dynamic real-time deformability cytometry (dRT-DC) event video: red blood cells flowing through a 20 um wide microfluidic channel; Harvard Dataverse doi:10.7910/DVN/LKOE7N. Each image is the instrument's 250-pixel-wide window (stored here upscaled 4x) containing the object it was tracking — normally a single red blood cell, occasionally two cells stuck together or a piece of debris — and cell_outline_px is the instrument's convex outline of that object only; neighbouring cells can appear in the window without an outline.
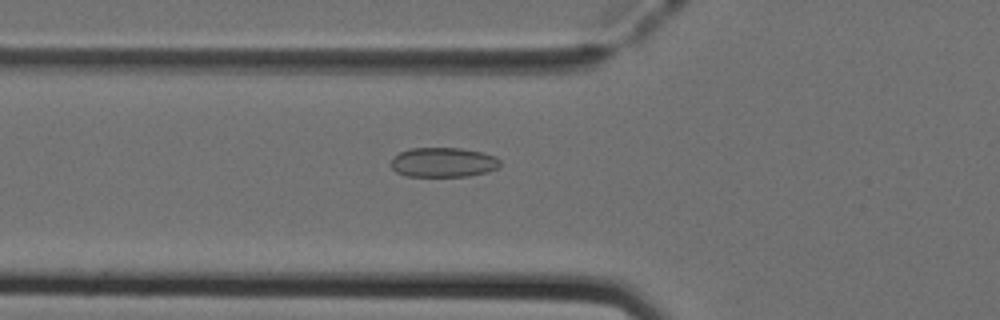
{"species": "Egyptian fruit bat (a non-hibernating species)", "species_latin": "Rousettus aegyptiacus", "temperature_condition": "cold", "stored_images_in_passage": 51, "camera_frame_rate_fps": 3000, "um_per_image_px": 0.085, "animal": {"sex": "female"}, "frame": {"image": 1, "passage_image": 18, "time_ms": 5.667, "image_size_px": [1000, 320], "cell_outline_px": [[500, 164], [496, 168], [488, 172], [468, 176], [408, 176], [396, 172], [388, 164], [400, 152], [412, 148], [460, 148], [484, 152], [496, 156], [500, 160]], "centroid_in_image_um": [37.69, 13.79], "position_along_channel_um": 88.1, "area_um2": 18.9}}
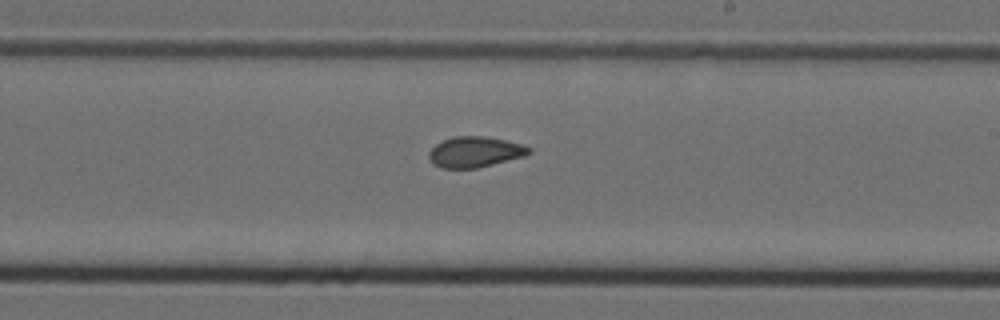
{"frame": {"image": 2, "passage_image": 30, "time_ms": 9.667, "image_size_px": [1000, 320], "cell_outline_px": [[532, 152], [524, 156], [476, 168], [440, 168], [432, 164], [428, 156], [428, 152], [436, 144], [452, 136], [484, 136], [524, 144], [532, 148]], "centroid_in_image_um": [40.36, 12.91], "position_along_channel_um": 248.6, "area_um2": 17.92}}
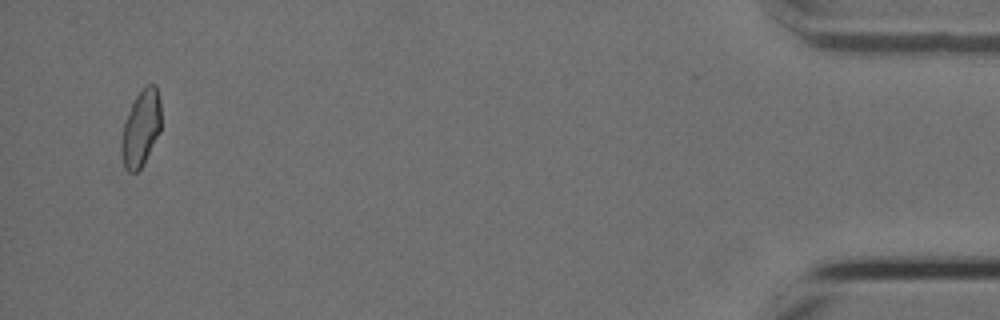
{"frame": {"image": 3, "passage_image": 49, "time_ms": 16.0, "image_size_px": [1000, 320], "cell_outline_px": [[160, 132], [144, 164], [136, 172], [128, 172], [124, 168], [120, 152], [120, 140], [124, 120], [136, 96], [148, 84], [156, 84], [160, 100]], "centroid_in_image_um": [11.95, 10.94], "position_along_channel_um": 423.2, "area_um2": 17.86}, "authors_computed_cell_mechanics": {"area_um2": 18.1492, "velocity_mm_per_s": 3.9933, "shape_relaxation_time_tau1_ms": null, "shape_relaxation_time_tau2_ms": 2.0986, "deformation_change_tau1": null, "deformation_change_tau2": 0.0668}}